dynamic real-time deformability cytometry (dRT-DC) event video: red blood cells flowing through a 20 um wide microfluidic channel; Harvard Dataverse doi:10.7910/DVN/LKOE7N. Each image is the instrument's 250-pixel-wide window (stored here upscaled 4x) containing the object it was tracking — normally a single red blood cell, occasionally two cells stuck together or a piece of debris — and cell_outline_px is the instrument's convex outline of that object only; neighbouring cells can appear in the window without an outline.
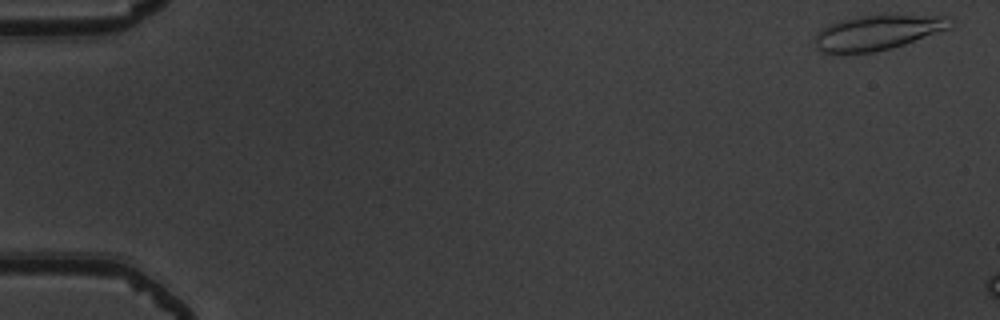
{"species": "common noctule bat (a hibernating species)", "species_latin": "Nyctalus noctula", "temperature_condition": "warm", "stored_images_in_passage": 8, "camera_frame_rate_fps": 3000, "um_per_image_px": 0.085, "animal": {"sex": "male", "body_mass_g": 19.5, "forearm_length_mm": 54.6}, "frame": {"image": 1, "passage_image": 2, "time_ms": 0.333, "image_size_px": [1000, 320], "cell_outline_px": [[952, 28], [904, 44], [872, 52], [820, 52], [816, 48], [816, 36], [820, 28], [828, 24], [840, 20], [860, 16], [948, 16]], "centroid_in_image_um": [74.57, 2.76], "position_along_channel_um": 10.4, "area_um2": 26.82}}